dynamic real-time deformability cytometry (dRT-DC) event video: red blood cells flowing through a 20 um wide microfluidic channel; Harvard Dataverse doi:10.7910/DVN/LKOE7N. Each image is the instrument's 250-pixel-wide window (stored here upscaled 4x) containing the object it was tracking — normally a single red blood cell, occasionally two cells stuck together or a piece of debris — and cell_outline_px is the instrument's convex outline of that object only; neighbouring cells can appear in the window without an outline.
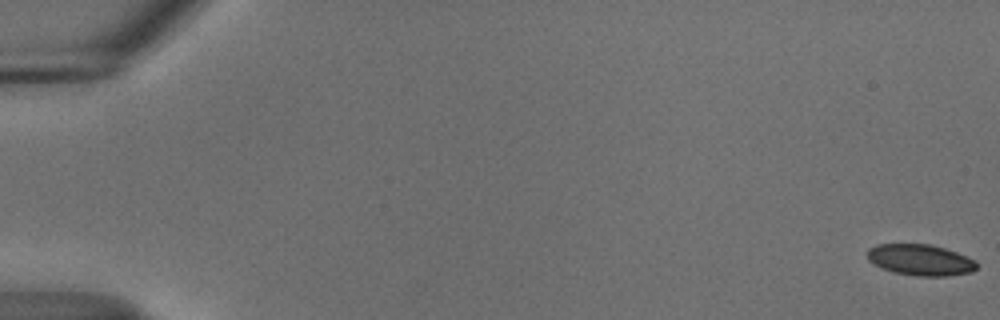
{"species": "common noctule bat (a hibernating species)", "species_latin": "Nyctalus noctula", "temperature_condition": "cold", "stored_images_in_passage": 56, "camera_frame_rate_fps": 3000, "um_per_image_px": 0.085, "animal": {"sex": "male", "body_mass_g": 18.8}, "frame": {"image": 1, "passage_image": 1, "time_ms": 0.0, "image_size_px": [1000, 320], "cell_outline_px": [[976, 268], [972, 272], [944, 276], [916, 276], [892, 272], [880, 268], [868, 260], [868, 248], [876, 244], [928, 244], [944, 248], [956, 252], [976, 260]], "centroid_in_image_um": [78.2, 22.09], "position_along_channel_um": 6.8, "area_um2": 19.88}}
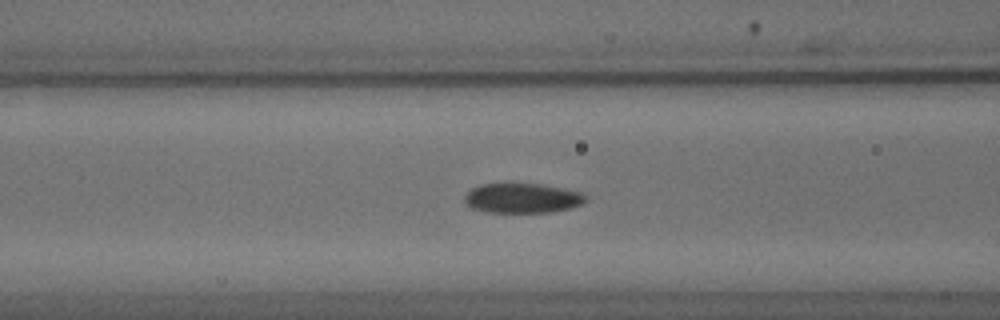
{"frame": {"image": 2, "passage_image": 24, "time_ms": 7.667, "image_size_px": [1000, 320], "cell_outline_px": [[584, 200], [580, 204], [572, 208], [552, 212], [484, 212], [472, 208], [464, 204], [464, 196], [472, 188], [480, 184], [544, 184], [580, 192], [584, 196]], "centroid_in_image_um": [44.34, 16.85], "position_along_channel_um": 122.3, "area_um2": 20.92}}
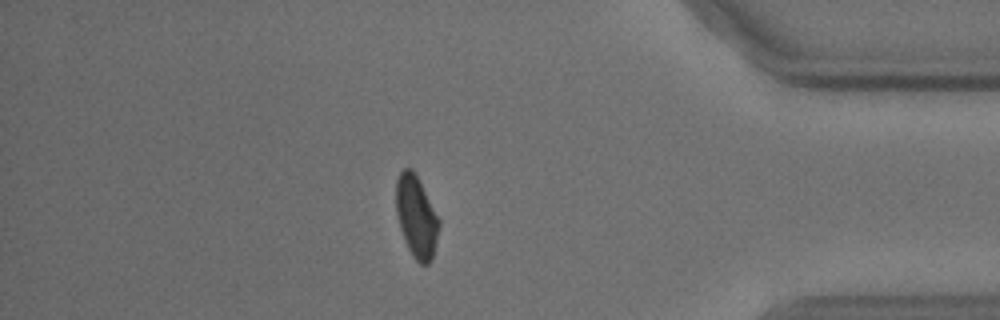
{"frame": {"image": 3, "passage_image": 49, "time_ms": 16.0, "image_size_px": [1000, 320], "cell_outline_px": [[440, 224], [432, 260], [428, 264], [420, 264], [412, 256], [408, 248], [400, 228], [396, 212], [396, 180], [400, 172], [404, 168], [412, 168], [440, 220]], "centroid_in_image_um": [35.38, 18.44], "position_along_channel_um": 399.8, "area_um2": 20.29}, "authors_computed_cell_mechanics": {"area_um2": 20.9525, "velocity_mm_per_s": 3.6768, "shape_relaxation_time_tau1_ms": 3.0568, "shape_relaxation_time_tau2_ms": 9.153, "deformation_change_tau1": 0.1011, "deformation_change_tau2": 0.0964}}